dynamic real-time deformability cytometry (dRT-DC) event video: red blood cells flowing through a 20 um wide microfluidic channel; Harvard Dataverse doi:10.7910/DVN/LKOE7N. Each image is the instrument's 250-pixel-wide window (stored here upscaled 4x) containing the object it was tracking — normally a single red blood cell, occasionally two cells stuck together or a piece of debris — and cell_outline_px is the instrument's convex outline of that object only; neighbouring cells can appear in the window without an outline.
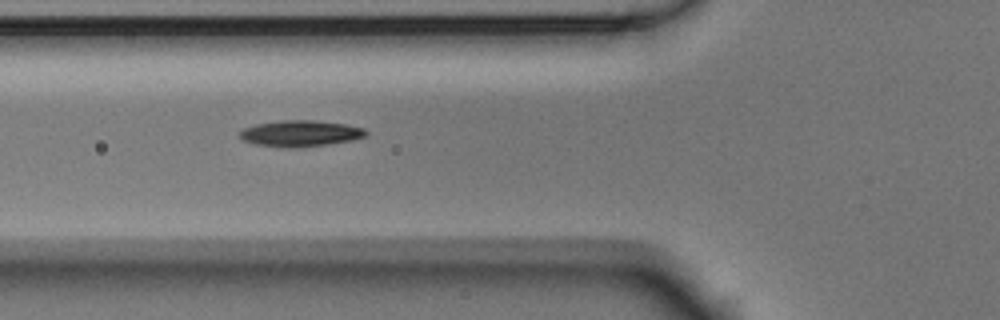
{"species": "Egyptian fruit bat (a non-hibernating species)", "species_latin": "Rousettus aegyptiacus", "temperature_condition": "room temperature", "stored_images_in_passage": 5, "camera_frame_rate_fps": 3000, "um_per_image_px": 0.085, "animal": {"sex": "male"}, "frame": {"image": 1, "passage_image": 2, "time_ms": 0.333, "image_size_px": [1000, 320], "cell_outline_px": [[368, 132], [364, 136], [352, 140], [328, 144], [296, 148], [288, 148], [252, 144], [240, 140], [240, 132], [244, 128], [256, 124], [284, 120], [316, 120], [344, 124], [364, 128]], "centroid_in_image_um": [25.49, 11.35], "position_along_channel_um": 100.3, "area_um2": 19.31}}
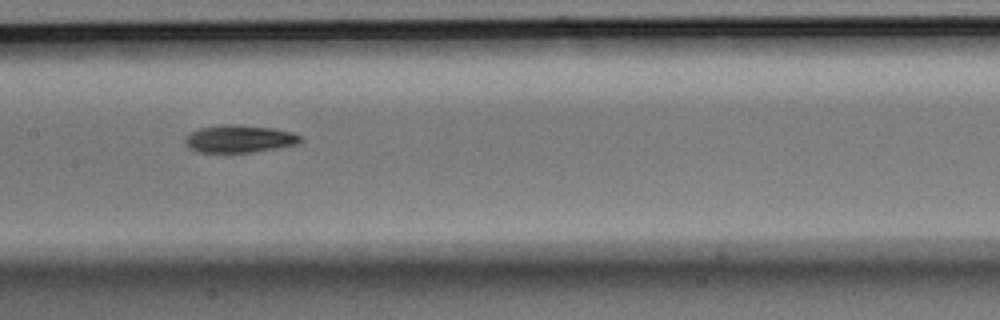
{"frame": {"image": 2, "passage_image": 4, "time_ms": 1.0, "image_size_px": [1000, 320], "cell_outline_px": [[304, 140], [296, 144], [276, 148], [252, 152], [224, 156], [196, 152], [184, 140], [192, 132], [200, 128], [220, 124], [228, 124], [276, 128], [292, 132], [300, 136]], "centroid_in_image_um": [20.33, 11.84], "position_along_channel_um": 187.1, "area_um2": 19.07}}
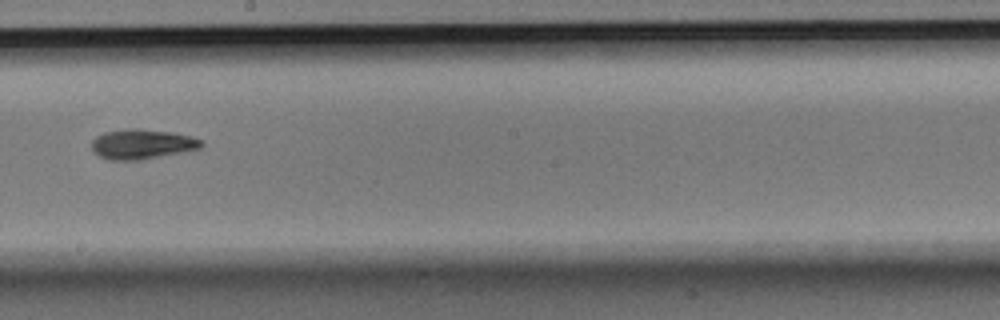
{"frame": {"image": 3, "passage_image": 5, "time_ms": 1.333, "image_size_px": [1000, 320], "cell_outline_px": [[204, 144], [200, 148], [140, 160], [108, 160], [92, 152], [92, 140], [96, 136], [104, 132], [172, 132], [192, 136], [200, 140]], "centroid_in_image_um": [12.06, 12.31], "position_along_channel_um": 236.1, "area_um2": 17.98}}